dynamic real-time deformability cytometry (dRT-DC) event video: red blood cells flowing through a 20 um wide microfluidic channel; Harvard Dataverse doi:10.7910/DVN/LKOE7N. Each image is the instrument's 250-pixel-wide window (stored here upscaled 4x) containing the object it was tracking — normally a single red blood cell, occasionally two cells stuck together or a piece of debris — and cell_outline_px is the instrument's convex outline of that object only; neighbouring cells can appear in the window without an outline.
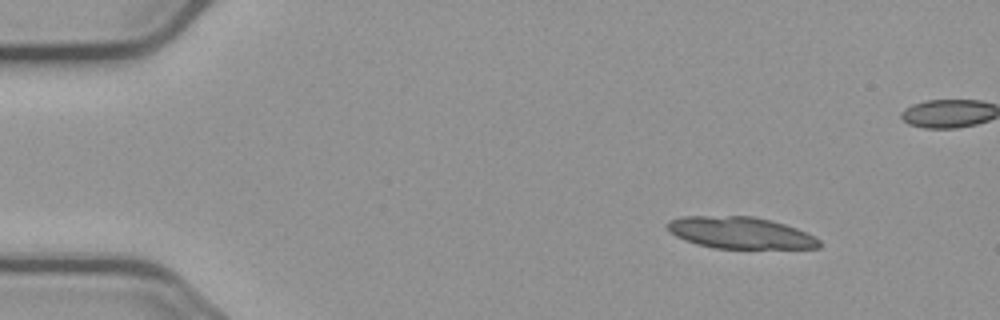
{"species": "common noctule bat (a hibernating species)", "species_latin": "Nyctalus noctula", "temperature_condition": "cold", "stored_images_in_passage": 6, "camera_frame_rate_fps": 3000, "um_per_image_px": 0.085, "animal": {"sex": "male", "body_mass_g": 23.1, "forearm_length_mm": 52.7}, "frame": {"image": 1, "passage_image": 2, "time_ms": 1.333, "image_size_px": [1000, 320], "cell_outline_px": [[820, 248], [712, 248], [696, 244], [684, 240], [668, 232], [664, 224], [668, 220], [684, 216], [752, 216], [772, 220], [796, 228], [816, 236], [820, 240]], "centroid_in_image_um": [62.88, 19.78], "position_along_channel_um": 22.1, "area_um2": 28.32}}